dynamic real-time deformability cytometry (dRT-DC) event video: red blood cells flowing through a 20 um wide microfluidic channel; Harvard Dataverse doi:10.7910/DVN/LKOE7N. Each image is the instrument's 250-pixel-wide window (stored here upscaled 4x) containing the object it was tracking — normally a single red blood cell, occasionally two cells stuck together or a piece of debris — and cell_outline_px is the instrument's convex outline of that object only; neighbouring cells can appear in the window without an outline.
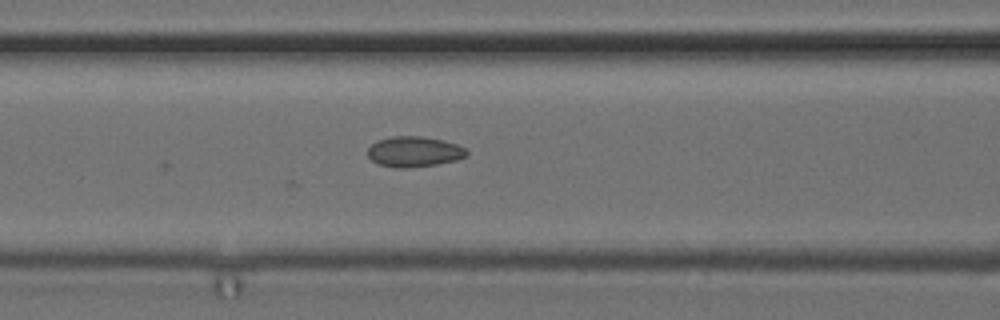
{"species": "common noctule bat (a hibernating species)", "species_latin": "Nyctalus noctula", "temperature_condition": "cold", "stored_images_in_passage": 6, "camera_frame_rate_fps": 3000, "um_per_image_px": 0.085, "animal": {"sex": "female", "body_mass_g": 24.6, "forearm_length_mm": 56.2}, "frame": {"image": 1, "passage_image": 6, "time_ms": 1.667, "image_size_px": [1000, 320], "cell_outline_px": [[468, 156], [456, 160], [436, 164], [408, 168], [396, 168], [380, 164], [372, 160], [368, 156], [368, 148], [376, 140], [392, 136], [424, 136], [444, 140], [456, 144], [464, 148], [468, 152]], "centroid_in_image_um": [35.2, 12.88], "position_along_channel_um": 131.4, "area_um2": 17.63}}